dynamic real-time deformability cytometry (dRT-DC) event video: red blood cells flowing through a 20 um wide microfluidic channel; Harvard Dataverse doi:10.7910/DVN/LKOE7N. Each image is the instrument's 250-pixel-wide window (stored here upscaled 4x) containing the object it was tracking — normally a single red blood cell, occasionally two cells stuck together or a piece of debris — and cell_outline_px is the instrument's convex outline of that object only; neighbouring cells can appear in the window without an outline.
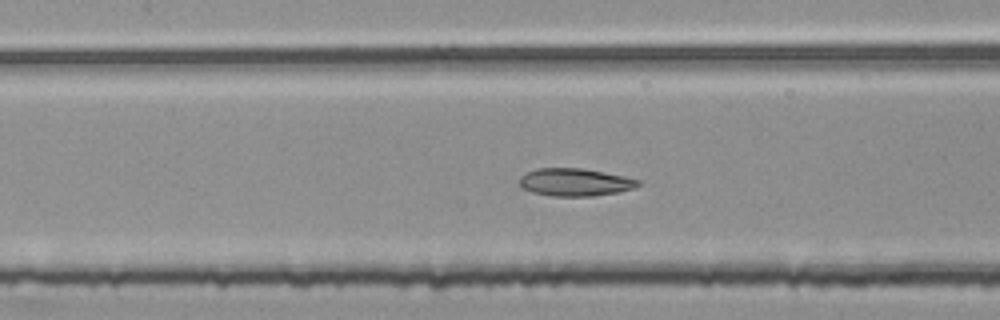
{"species": "common noctule bat (a hibernating species)", "species_latin": "Nyctalus noctula", "temperature_condition": "room temperature", "stored_images_in_passage": 53, "segment_of_instrument_passage": [2, 2], "camera_frame_rate_fps": 3000, "um_per_image_px": 0.085, "animal": {"sex": "female", "body_mass_g": 25.1}, "frame": {"image": 1, "passage_image": 25, "time_ms": 8.0, "image_size_px": [1000, 320], "cell_outline_px": [[640, 184], [636, 188], [616, 192], [592, 196], [552, 196], [532, 192], [524, 188], [520, 184], [520, 176], [536, 168], [584, 168], [624, 176], [640, 180]], "centroid_in_image_um": [48.89, 15.48], "position_along_channel_um": 158.5, "area_um2": 19.07}}
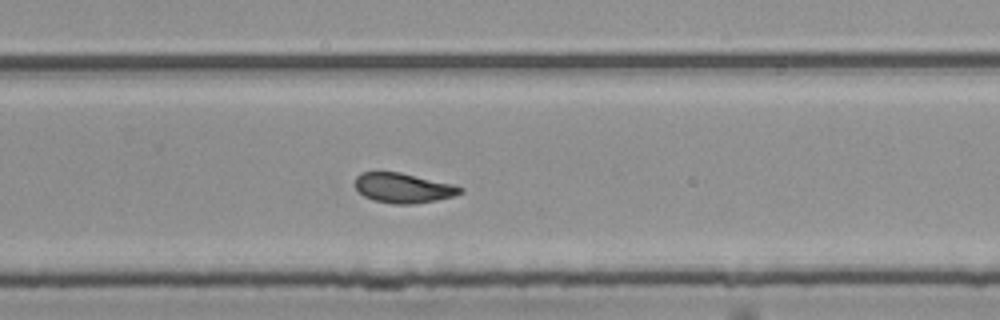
{"frame": {"image": 2, "passage_image": 36, "time_ms": 11.667, "image_size_px": [1000, 320], "cell_outline_px": [[464, 192], [452, 196], [436, 200], [412, 204], [392, 204], [372, 200], [364, 196], [356, 188], [356, 176], [360, 172], [400, 172], [452, 184], [464, 188]], "centroid_in_image_um": [34.27, 15.98], "position_along_channel_um": 295.5, "area_um2": 18.21}}
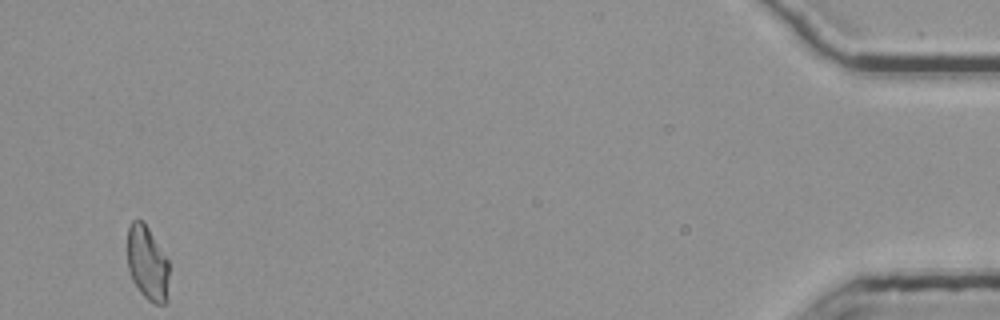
{"frame": {"image": 3, "passage_image": 53, "time_ms": 17.333, "image_size_px": [1000, 320], "cell_outline_px": [[168, 300], [164, 304], [156, 304], [148, 300], [140, 292], [132, 280], [128, 268], [128, 228], [132, 220], [144, 220], [168, 260]], "centroid_in_image_um": [12.53, 22.37], "position_along_channel_um": 422.7, "area_um2": 18.15}}